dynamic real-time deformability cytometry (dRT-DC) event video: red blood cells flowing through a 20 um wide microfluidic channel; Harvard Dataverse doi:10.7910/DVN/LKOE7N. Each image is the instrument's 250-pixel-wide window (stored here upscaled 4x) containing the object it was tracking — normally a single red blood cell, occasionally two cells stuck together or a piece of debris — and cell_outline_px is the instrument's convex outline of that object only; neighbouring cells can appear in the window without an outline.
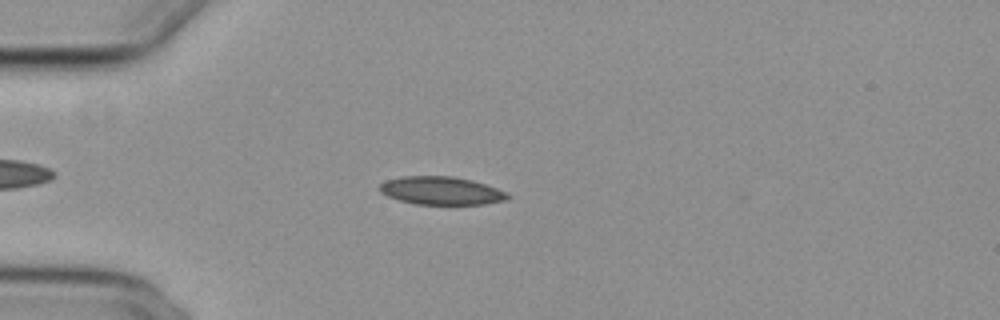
{"species": "common noctule bat (a hibernating species)", "species_latin": "Nyctalus noctula", "temperature_condition": "cold", "stored_images_in_passage": 40, "camera_frame_rate_fps": 3000, "um_per_image_px": 0.085, "animal": {"sex": "female", "body_mass_g": 29.2, "forearm_length_mm": 56.3}, "frame": {"image": 1, "passage_image": 9, "time_ms": 2.667, "image_size_px": [1000, 320], "cell_outline_px": [[512, 196], [504, 200], [484, 204], [412, 204], [388, 196], [380, 192], [380, 184], [384, 180], [400, 176], [452, 176], [472, 180], [508, 192]], "centroid_in_image_um": [37.49, 16.2], "position_along_channel_um": 47.5, "area_um2": 20.98}}
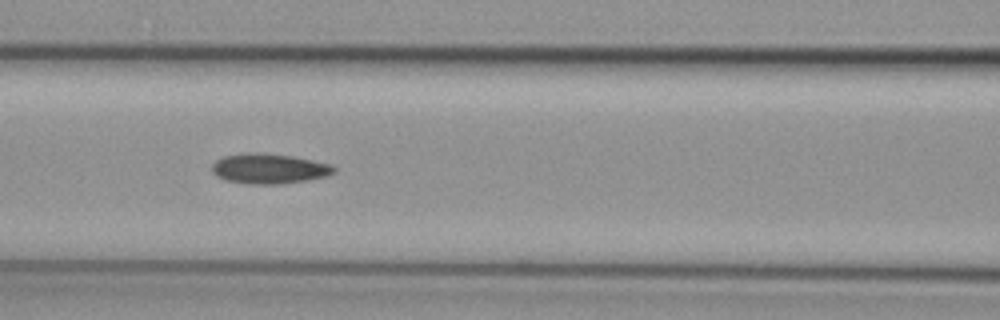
{"frame": {"image": 2, "passage_image": 18, "time_ms": 5.667, "image_size_px": [1000, 320], "cell_outline_px": [[336, 172], [328, 176], [308, 180], [280, 184], [252, 184], [224, 180], [216, 176], [212, 172], [212, 164], [216, 160], [224, 156], [244, 152], [264, 152], [292, 156], [332, 164], [336, 168]], "centroid_in_image_um": [22.88, 14.32], "position_along_channel_um": 143.7, "area_um2": 21.73}}
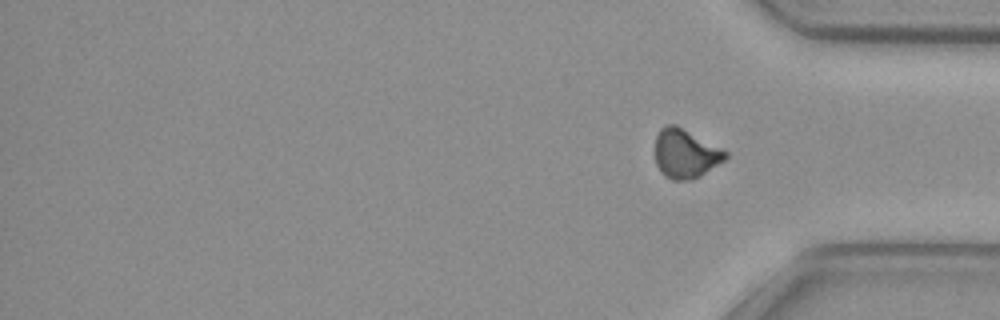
{"frame": {"image": 3, "passage_image": 40, "time_ms": 13.0, "image_size_px": [1000, 320], "cell_outline_px": [[728, 156], [724, 160], [700, 176], [692, 180], [672, 180], [664, 176], [660, 172], [656, 164], [656, 136], [660, 128], [668, 124], [676, 124], [728, 152]], "centroid_in_image_um": [58.24, 13.06], "position_along_channel_um": 377.0, "area_um2": 20.06}}